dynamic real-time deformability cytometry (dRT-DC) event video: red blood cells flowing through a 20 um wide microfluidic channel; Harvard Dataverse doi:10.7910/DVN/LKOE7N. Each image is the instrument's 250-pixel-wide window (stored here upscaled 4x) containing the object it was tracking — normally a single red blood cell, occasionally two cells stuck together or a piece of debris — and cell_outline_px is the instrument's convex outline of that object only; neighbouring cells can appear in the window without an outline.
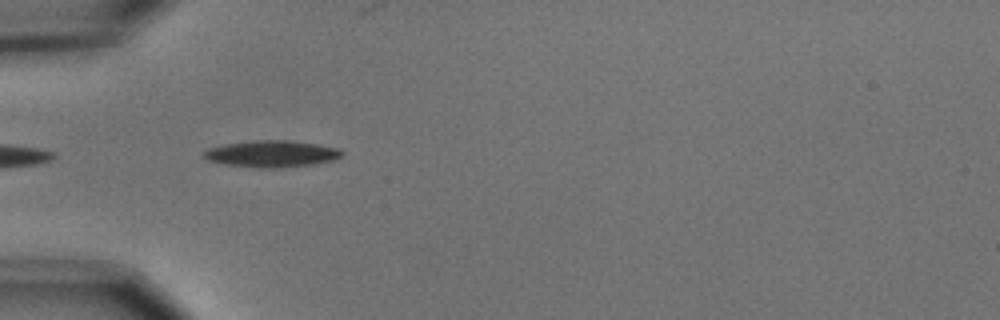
{"species": "common noctule bat (a hibernating species)", "species_latin": "Nyctalus noctula", "temperature_condition": "cold", "stored_images_in_passage": 7, "camera_frame_rate_fps": 3000, "um_per_image_px": 0.085, "animal": {"sex": "male", "body_mass_g": 15.6}, "frame": {"image": 1, "passage_image": 2, "time_ms": 0.333, "image_size_px": [1000, 320], "cell_outline_px": [[344, 156], [332, 160], [312, 164], [276, 168], [260, 168], [228, 164], [208, 160], [200, 156], [200, 152], [208, 148], [228, 144], [256, 140], [288, 140], [316, 144], [340, 148], [344, 152]], "centroid_in_image_um": [23.09, 13.07], "position_along_channel_um": 61.9, "area_um2": 21.39}}
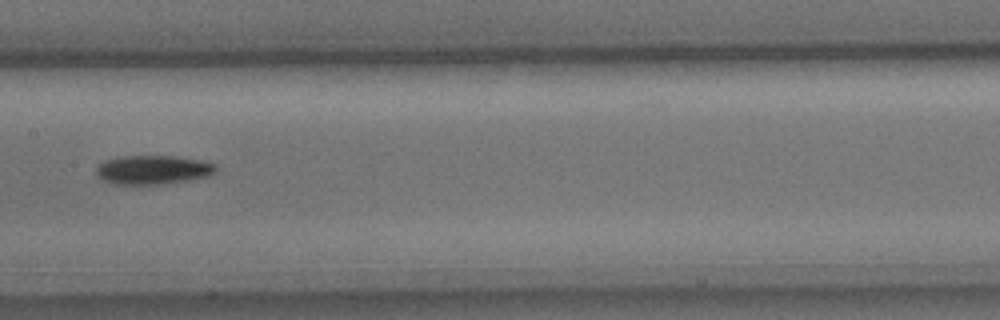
{"frame": {"image": 2, "passage_image": 5, "time_ms": 1.333, "image_size_px": [1000, 320], "cell_outline_px": [[216, 172], [208, 176], [188, 180], [164, 184], [112, 184], [96, 176], [96, 168], [104, 160], [120, 156], [176, 156], [200, 160], [216, 164]], "centroid_in_image_um": [12.99, 14.43], "position_along_channel_um": 194.4, "area_um2": 20.29}}
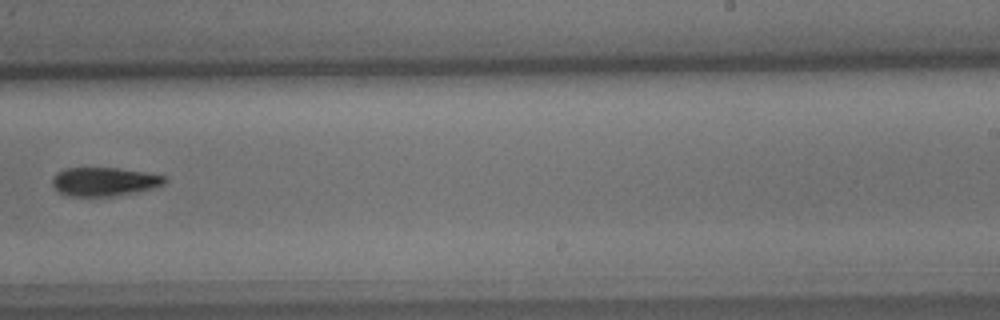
{"frame": {"image": 3, "passage_image": 7, "time_ms": 2.0, "image_size_px": [1000, 320], "cell_outline_px": [[168, 180], [164, 184], [152, 188], [120, 196], [68, 196], [60, 192], [52, 184], [52, 176], [56, 172], [64, 168], [120, 168], [168, 176]], "centroid_in_image_um": [8.88, 15.43], "position_along_channel_um": 280.1, "area_um2": 19.02}}